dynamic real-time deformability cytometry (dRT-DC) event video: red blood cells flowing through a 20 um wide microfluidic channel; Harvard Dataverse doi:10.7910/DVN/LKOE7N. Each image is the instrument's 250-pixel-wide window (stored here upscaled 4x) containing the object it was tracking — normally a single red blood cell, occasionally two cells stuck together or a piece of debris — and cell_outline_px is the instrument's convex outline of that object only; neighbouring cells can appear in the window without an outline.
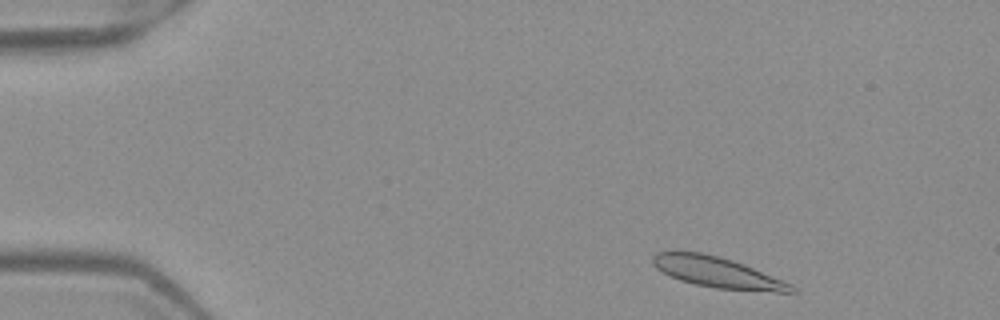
{"species": "Egyptian fruit bat (a non-hibernating species)", "species_latin": "Rousettus aegyptiacus", "temperature_condition": "warm", "stored_images_in_passage": 48, "camera_frame_rate_fps": 3000, "um_per_image_px": 0.085, "frame": {"image": 1, "passage_image": 3, "time_ms": 0.667, "image_size_px": [1000, 320], "cell_outline_px": [[796, 292], [776, 292], [716, 288], [696, 284], [680, 280], [656, 268], [652, 264], [652, 256], [656, 252], [700, 252], [720, 256], [744, 264], [792, 284], [796, 288]], "centroid_in_image_um": [60.99, 23.15], "position_along_channel_um": 24.0, "area_um2": 24.51}}
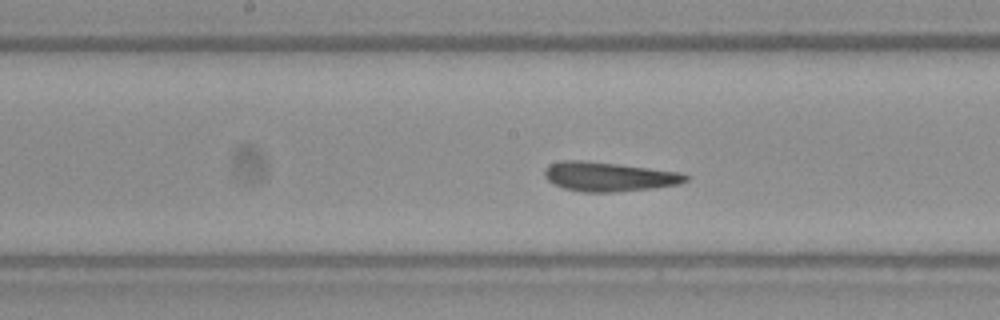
{"frame": {"image": 2, "passage_image": 23, "time_ms": 7.333, "image_size_px": [1000, 320], "cell_outline_px": [[688, 180], [680, 184], [652, 188], [616, 192], [584, 192], [564, 188], [552, 184], [544, 176], [544, 168], [548, 164], [560, 160], [580, 160], [616, 164], [680, 172], [688, 176]], "centroid_in_image_um": [51.7, 15.01], "position_along_channel_um": 196.5, "area_um2": 24.1}}
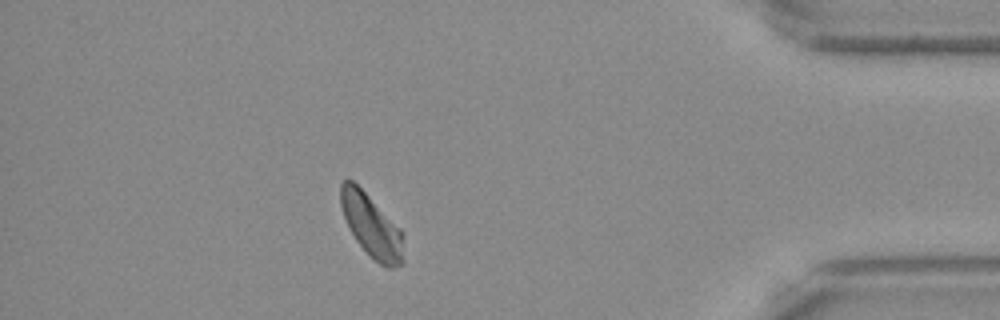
{"frame": {"image": 3, "passage_image": 42, "time_ms": 13.667, "image_size_px": [1000, 320], "cell_outline_px": [[404, 260], [400, 264], [392, 268], [388, 268], [380, 264], [356, 240], [344, 216], [340, 204], [340, 184], [344, 180], [352, 180], [404, 232]], "centroid_in_image_um": [31.61, 19.21], "position_along_channel_um": 403.6, "area_um2": 22.54}, "authors_computed_cell_mechanics": {"area_um2": 23.9003, "velocity_mm_per_s": 3.9199, "shape_relaxation_time_tau1_ms": 5.2761, "shape_relaxation_time_tau2_ms": 0.9228, "deformation_change_tau1": 0.1562, "deformation_change_tau2": 0.0942}}